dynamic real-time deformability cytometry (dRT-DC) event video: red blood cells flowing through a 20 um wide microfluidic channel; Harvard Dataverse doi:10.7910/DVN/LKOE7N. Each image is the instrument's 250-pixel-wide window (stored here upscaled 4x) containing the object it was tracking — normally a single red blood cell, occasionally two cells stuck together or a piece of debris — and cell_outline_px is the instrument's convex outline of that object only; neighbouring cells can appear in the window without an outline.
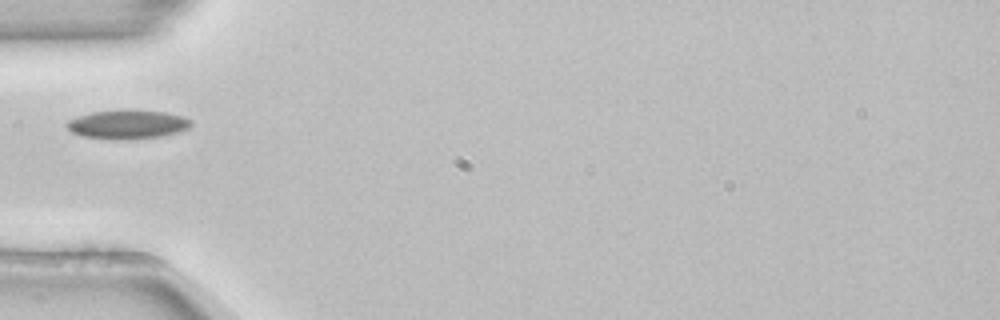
{"species": "common noctule bat (a hibernating species)", "species_latin": "Nyctalus noctula", "temperature_condition": "room temperature", "stored_images_in_passage": 37, "camera_frame_rate_fps": 3000, "um_per_image_px": 0.085, "animal": {"sex": "female", "body_mass_g": 22.7, "forearm_length_mm": 54.2}, "frame": {"image": 1, "passage_image": 1, "time_ms": 0.0, "image_size_px": [1000, 320], "cell_outline_px": [[192, 124], [188, 128], [180, 132], [160, 136], [84, 136], [72, 132], [64, 124], [68, 120], [92, 112], [128, 108], [136, 108], [164, 112], [184, 116], [192, 120]], "centroid_in_image_um": [10.91, 10.48], "position_along_channel_um": 74.1, "area_um2": 20.17}}
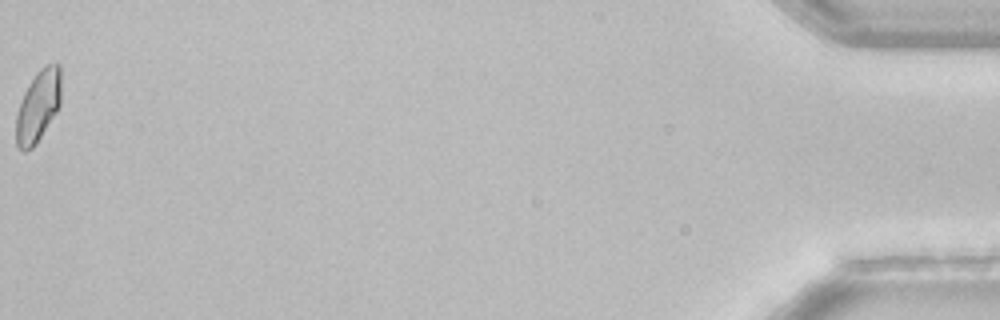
{"frame": {"image": 2, "passage_image": 37, "time_ms": 12.0, "image_size_px": [1000, 320], "cell_outline_px": [[60, 104], [56, 112], [36, 144], [32, 148], [24, 152], [16, 148], [16, 116], [20, 100], [28, 84], [36, 72], [40, 68], [56, 60], [60, 64]], "centroid_in_image_um": [3.23, 9.0], "position_along_channel_um": 432.0, "area_um2": 19.02}}